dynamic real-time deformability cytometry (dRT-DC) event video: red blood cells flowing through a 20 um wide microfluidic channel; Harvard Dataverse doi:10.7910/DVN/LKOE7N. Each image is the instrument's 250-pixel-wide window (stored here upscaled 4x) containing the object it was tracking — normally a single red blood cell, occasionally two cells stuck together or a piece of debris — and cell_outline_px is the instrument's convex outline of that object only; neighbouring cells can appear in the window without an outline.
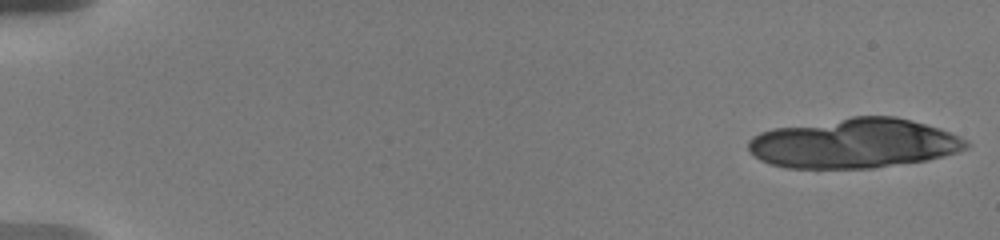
{"species": "human", "species_latin": "Homo sapiens", "temperature_condition": "warm", "stored_images_in_passage": 18, "camera_frame_rate_fps": 3000, "um_per_image_px": 0.085, "donor": {"sex": "male"}, "frame": {"image": 1, "passage_image": 1, "time_ms": 0.0, "image_size_px": [1000, 240], "cell_outline_px": [[972, 144], [968, 148], [944, 156], [924, 160], [872, 168], [784, 168], [768, 164], [760, 160], [748, 148], [748, 140], [752, 136], [760, 132], [772, 128], [852, 116], [896, 116], [912, 120], [940, 128], [960, 136], [968, 140]], "centroid_in_image_um": [72.6, 12.17], "position_along_channel_um": 12.4, "area_um2": 63.46}}